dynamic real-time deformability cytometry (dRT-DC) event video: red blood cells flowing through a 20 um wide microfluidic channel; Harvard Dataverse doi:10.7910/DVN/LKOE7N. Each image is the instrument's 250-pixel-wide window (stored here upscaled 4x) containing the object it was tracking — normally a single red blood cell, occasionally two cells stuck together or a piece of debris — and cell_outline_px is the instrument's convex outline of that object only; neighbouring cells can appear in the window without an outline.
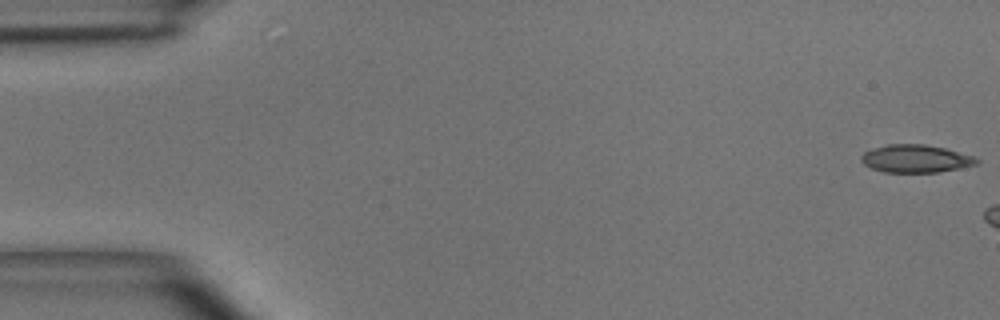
{"species": "common noctule bat (a hibernating species)", "species_latin": "Nyctalus noctula", "temperature_condition": "room temperature", "stored_images_in_passage": 6, "camera_frame_rate_fps": 3000, "um_per_image_px": 0.085, "animal": {"sex": "male", "body_mass_g": 15.6}, "frame": {"image": 1, "passage_image": 1, "time_ms": 0.0, "image_size_px": [1000, 320], "cell_outline_px": [[980, 164], [936, 172], [884, 172], [872, 168], [864, 164], [860, 160], [860, 156], [864, 152], [888, 144], [924, 144], [944, 148], [976, 156], [980, 160]], "centroid_in_image_um": [77.87, 13.48], "position_along_channel_um": 7.1, "area_um2": 18.67}}